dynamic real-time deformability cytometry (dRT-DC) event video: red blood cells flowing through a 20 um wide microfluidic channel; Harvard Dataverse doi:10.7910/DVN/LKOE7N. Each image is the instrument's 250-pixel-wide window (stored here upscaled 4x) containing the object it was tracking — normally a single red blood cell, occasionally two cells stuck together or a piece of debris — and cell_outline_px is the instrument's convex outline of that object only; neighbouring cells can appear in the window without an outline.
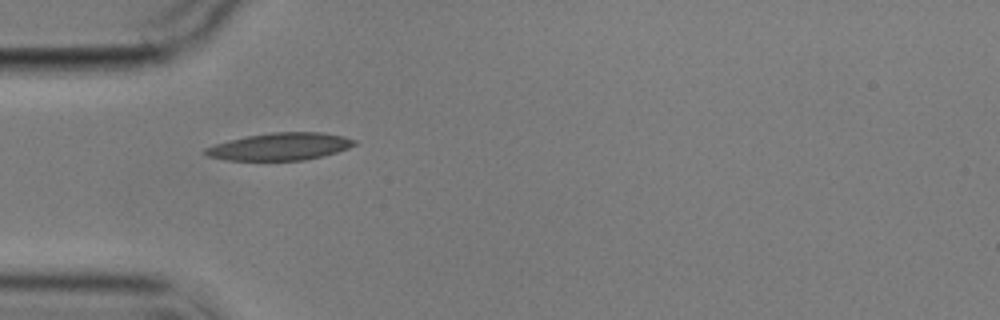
{"species": "common noctule bat (a hibernating species)", "species_latin": "Nyctalus noctula", "temperature_condition": "cold", "stored_images_in_passage": 2, "camera_frame_rate_fps": 3000, "um_per_image_px": 0.085, "animal": {"sex": "male", "body_mass_g": 17.9}, "frame": {"image": 1, "passage_image": 1, "time_ms": 0.0, "image_size_px": [1000, 320], "cell_outline_px": [[356, 144], [348, 148], [324, 156], [304, 160], [228, 160], [208, 156], [200, 152], [204, 148], [228, 140], [248, 136], [272, 132], [320, 132], [344, 136], [356, 140]], "centroid_in_image_um": [23.8, 12.45], "position_along_channel_um": 61.2, "area_um2": 23.76}}
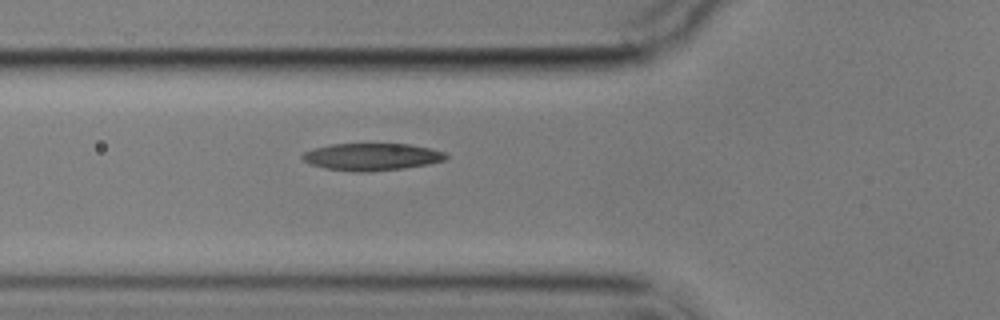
{"frame": {"image": 2, "passage_image": 2, "time_ms": 1.0, "image_size_px": [1000, 320], "cell_outline_px": [[448, 156], [444, 160], [428, 164], [404, 168], [372, 172], [356, 172], [324, 168], [312, 164], [304, 160], [300, 156], [304, 152], [316, 148], [332, 144], [408, 144], [432, 148], [444, 152]], "centroid_in_image_um": [31.62, 13.33], "position_along_channel_um": 94.2, "area_um2": 22.72}}